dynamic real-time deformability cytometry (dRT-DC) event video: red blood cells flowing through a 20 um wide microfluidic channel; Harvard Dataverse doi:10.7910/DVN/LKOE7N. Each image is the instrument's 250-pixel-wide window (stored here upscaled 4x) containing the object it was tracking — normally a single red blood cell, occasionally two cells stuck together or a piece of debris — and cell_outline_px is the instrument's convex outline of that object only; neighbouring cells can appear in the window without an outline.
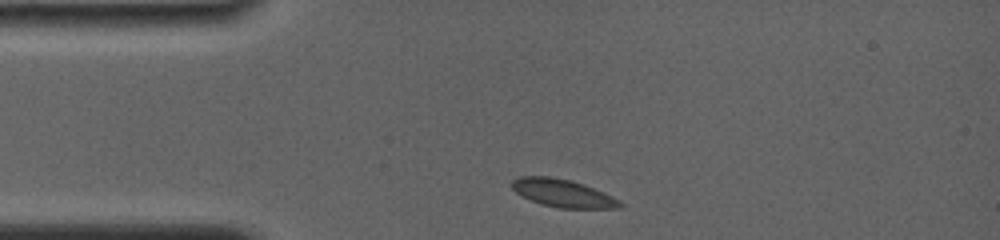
{"species": "common noctule bat (a hibernating species)", "species_latin": "Nyctalus noctula", "temperature_condition": "room temperature", "stored_images_in_passage": 5, "camera_frame_rate_fps": 4000, "um_per_image_px": 0.085, "animal": {"sex": "female", "body_mass_g": 19.0, "forearm_length_mm": 56.7}, "frame": {"image": 1, "passage_image": 1, "time_ms": 0.0, "image_size_px": [1000, 240], "cell_outline_px": [[624, 204], [620, 208], [560, 208], [540, 204], [516, 192], [512, 188], [512, 180], [520, 176], [548, 176], [568, 180], [584, 184], [604, 192], [620, 200]], "centroid_in_image_um": [47.87, 16.42], "position_along_channel_um": 37.1, "area_um2": 17.4}}
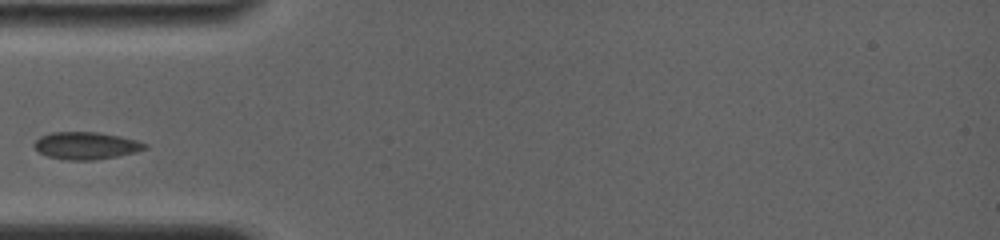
{"frame": {"image": 2, "passage_image": 3, "time_ms": 1.75, "image_size_px": [1000, 240], "cell_outline_px": [[148, 148], [136, 152], [116, 156], [92, 160], [64, 160], [48, 156], [40, 152], [32, 144], [40, 136], [52, 132], [100, 132], [120, 136], [136, 140], [148, 144]], "centroid_in_image_um": [7.33, 12.37], "position_along_channel_um": 77.7, "area_um2": 17.63}}
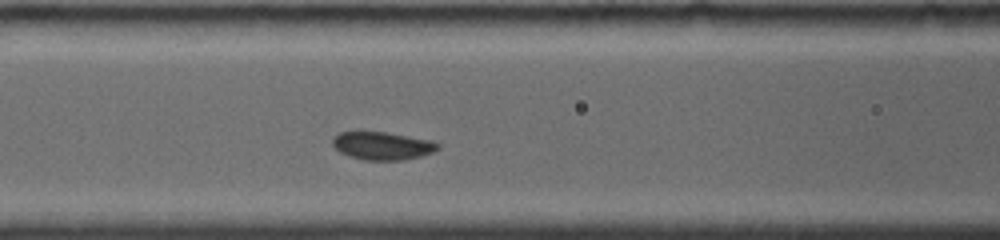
{"frame": {"image": 3, "passage_image": 5, "time_ms": 3.25, "image_size_px": [1000, 240], "cell_outline_px": [[440, 148], [432, 152], [420, 156], [404, 160], [364, 160], [340, 152], [332, 144], [332, 140], [340, 132], [384, 132], [408, 136], [428, 140], [440, 144]], "centroid_in_image_um": [32.51, 12.4], "position_along_channel_um": 134.1, "area_um2": 16.82}}